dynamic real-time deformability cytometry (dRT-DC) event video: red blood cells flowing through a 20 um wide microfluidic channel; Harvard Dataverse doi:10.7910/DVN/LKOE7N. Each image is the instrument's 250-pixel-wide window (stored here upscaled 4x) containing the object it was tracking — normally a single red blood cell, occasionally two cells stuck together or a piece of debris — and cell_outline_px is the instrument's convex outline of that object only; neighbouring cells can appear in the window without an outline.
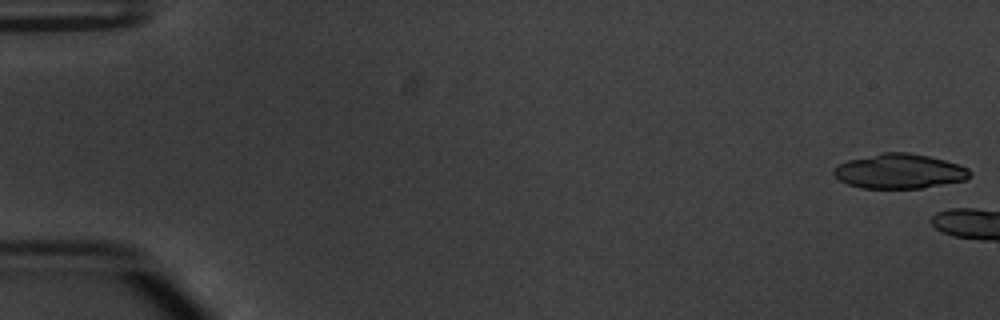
{"species": "common noctule bat (a hibernating species)", "species_latin": "Nyctalus noctula", "temperature_condition": "warm", "stored_images_in_passage": 8, "camera_frame_rate_fps": 3000, "um_per_image_px": 0.085, "animal": {"sex": "male", "body_mass_g": 20.1, "forearm_length_mm": 53.5}, "frame": {"image": 1, "passage_image": 1, "time_ms": 0.0, "image_size_px": [1000, 320], "cell_outline_px": [[972, 176], [964, 180], [920, 188], [860, 188], [848, 184], [840, 180], [832, 172], [832, 168], [848, 160], [884, 152], [908, 152], [928, 156], [944, 160], [968, 168], [972, 172]], "centroid_in_image_um": [76.44, 14.55], "position_along_channel_um": 8.6, "area_um2": 27.34}}